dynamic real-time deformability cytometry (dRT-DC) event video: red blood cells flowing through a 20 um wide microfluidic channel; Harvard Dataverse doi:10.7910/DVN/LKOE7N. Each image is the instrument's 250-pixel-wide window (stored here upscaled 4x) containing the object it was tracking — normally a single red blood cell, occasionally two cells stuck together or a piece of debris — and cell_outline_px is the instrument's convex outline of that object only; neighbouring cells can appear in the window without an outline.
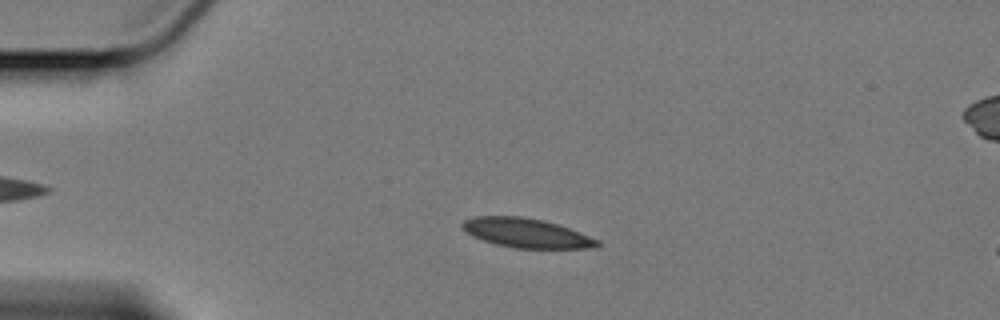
{"species": "Egyptian fruit bat (a non-hibernating species)", "species_latin": "Rousettus aegyptiacus", "temperature_condition": "cold", "stored_images_in_passage": 59, "camera_frame_rate_fps": 3000, "um_per_image_px": 0.085, "animal": {"sex": "female"}, "frame": {"image": 1, "passage_image": 14, "time_ms": 4.333, "image_size_px": [1000, 320], "cell_outline_px": [[600, 244], [596, 248], [516, 248], [496, 244], [472, 236], [460, 224], [464, 220], [476, 216], [520, 216], [544, 220], [580, 232], [600, 240]], "centroid_in_image_um": [44.77, 19.8], "position_along_channel_um": 40.2, "area_um2": 22.89}}
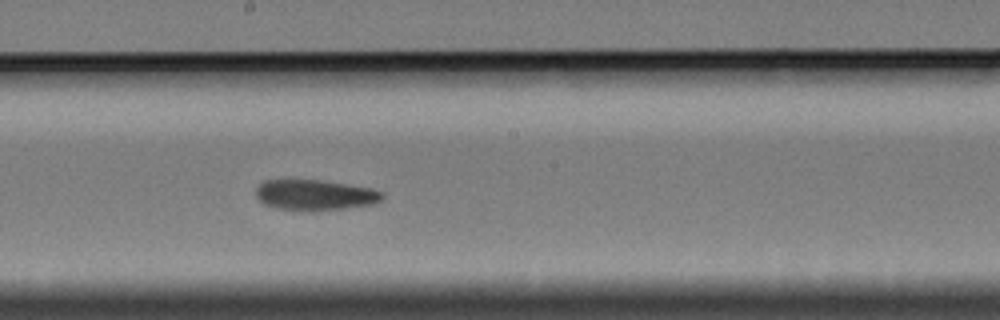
{"frame": {"image": 2, "passage_image": 33, "time_ms": 10.667, "image_size_px": [1000, 320], "cell_outline_px": [[384, 196], [380, 200], [372, 204], [348, 208], [276, 208], [264, 204], [256, 196], [256, 188], [264, 180], [320, 180], [372, 188], [384, 192]], "centroid_in_image_um": [26.79, 16.53], "position_along_channel_um": 221.4, "area_um2": 21.68}}
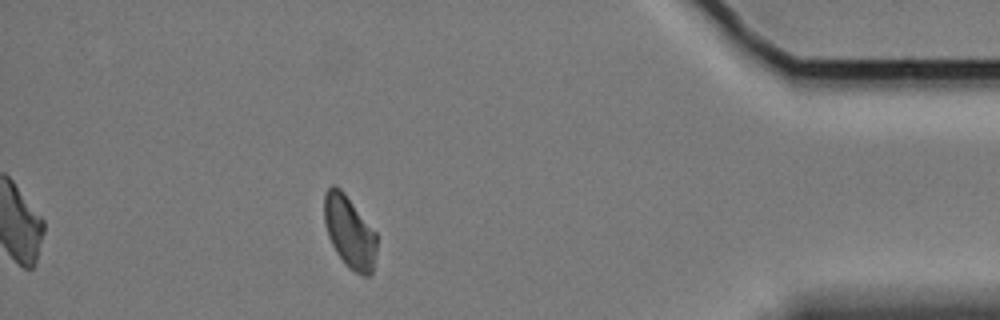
{"frame": {"image": 3, "passage_image": 53, "time_ms": 17.333, "image_size_px": [1000, 320], "cell_outline_px": [[376, 252], [372, 272], [368, 276], [364, 276], [348, 268], [344, 264], [336, 252], [328, 236], [324, 224], [324, 192], [332, 184], [336, 184], [344, 192], [376, 232]], "centroid_in_image_um": [29.69, 19.7], "position_along_channel_um": 405.5, "area_um2": 22.2}, "authors_computed_cell_mechanics": {"area_um2": 22.9466, "velocity_mm_per_s": 3.366, "shape_relaxation_time_tau1_ms": 6.032, "shape_relaxation_time_tau2_ms": 5.6479, "deformation_change_tau1": 0.0998, "deformation_change_tau2": 0.091}}